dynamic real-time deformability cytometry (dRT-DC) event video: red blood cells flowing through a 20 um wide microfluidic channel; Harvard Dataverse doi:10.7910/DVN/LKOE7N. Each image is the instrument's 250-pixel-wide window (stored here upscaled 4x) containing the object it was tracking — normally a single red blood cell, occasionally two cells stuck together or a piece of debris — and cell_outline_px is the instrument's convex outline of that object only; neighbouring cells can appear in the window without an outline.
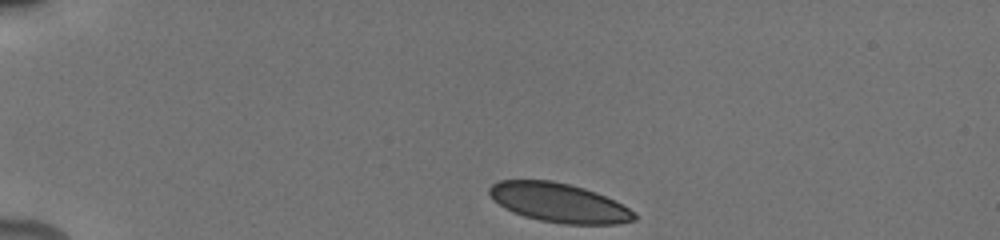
{"species": "human", "species_latin": "Homo sapiens", "temperature_condition": "cold", "stored_images_in_passage": 44, "camera_frame_rate_fps": 3000, "um_per_image_px": 0.085, "donor": {"sex": "male"}, "frame": {"image": 1, "passage_image": 1, "time_ms": 0.0, "image_size_px": [1000, 240], "cell_outline_px": [[636, 220], [616, 224], [564, 224], [540, 220], [524, 216], [512, 212], [504, 208], [488, 192], [488, 188], [492, 184], [500, 180], [552, 180], [584, 188], [596, 192], [628, 208], [636, 216]], "centroid_in_image_um": [47.48, 17.23], "position_along_channel_um": 37.5, "area_um2": 32.71}}
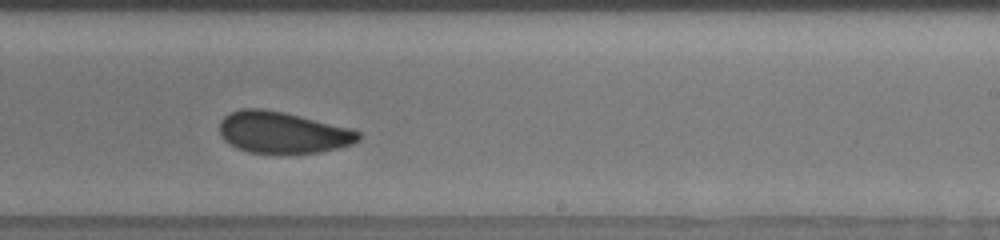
{"frame": {"image": 2, "passage_image": 24, "time_ms": 7.667, "image_size_px": [1000, 240], "cell_outline_px": [[360, 140], [352, 144], [320, 152], [248, 152], [236, 148], [224, 140], [220, 132], [220, 120], [224, 116], [240, 108], [260, 108], [284, 112], [348, 128], [360, 132]], "centroid_in_image_um": [23.99, 11.24], "position_along_channel_um": 265.0, "area_um2": 33.12}}
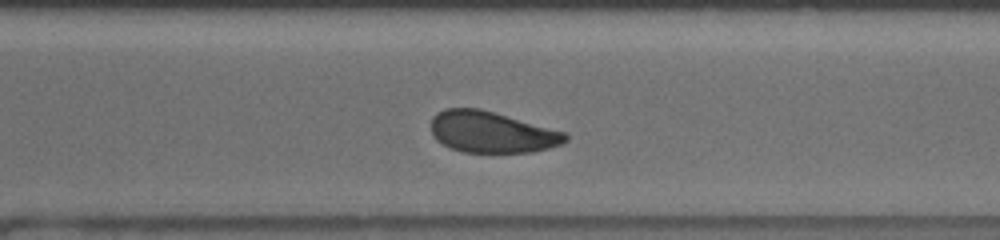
{"frame": {"image": 3, "passage_image": 29, "time_ms": 9.333, "image_size_px": [1000, 240], "cell_outline_px": [[568, 140], [560, 144], [548, 148], [532, 152], [464, 152], [452, 148], [436, 140], [432, 132], [432, 116], [436, 112], [448, 108], [480, 108], [568, 132]], "centroid_in_image_um": [41.82, 11.22], "position_along_channel_um": 328.8, "area_um2": 32.37}, "authors_computed_cell_mechanics": {"area_um2": 33.524, "velocity_mm_per_s": 3.8276, "shape_relaxation_time_tau1_ms": 2.841, "shape_relaxation_time_tau2_ms": 1.5976, "deformation_change_tau1": 0.0747, "deformation_change_tau2": 0.0617}}